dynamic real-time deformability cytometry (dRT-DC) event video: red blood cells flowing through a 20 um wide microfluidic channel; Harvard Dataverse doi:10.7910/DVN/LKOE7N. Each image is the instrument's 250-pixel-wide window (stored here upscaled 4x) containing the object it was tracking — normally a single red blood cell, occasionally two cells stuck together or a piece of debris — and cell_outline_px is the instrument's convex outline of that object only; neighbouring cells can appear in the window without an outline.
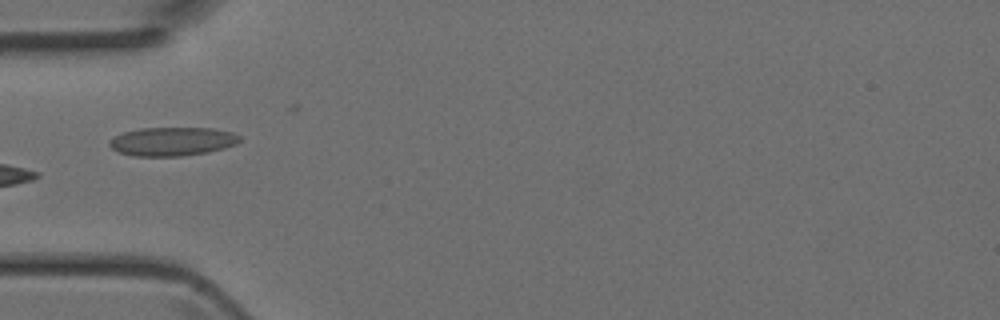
{"species": "Egyptian fruit bat (a non-hibernating species)", "species_latin": "Rousettus aegyptiacus", "temperature_condition": "room temperature", "stored_images_in_passage": 2, "camera_frame_rate_fps": 3000, "um_per_image_px": 0.085, "animal": {"sex": "female"}, "frame": {"image": 1, "passage_image": 2, "time_ms": 0.333, "image_size_px": [1000, 320], "cell_outline_px": [[240, 140], [236, 144], [224, 148], [208, 152], [180, 156], [132, 156], [120, 152], [112, 148], [108, 144], [108, 140], [124, 132], [140, 128], [212, 128], [232, 132], [240, 136]], "centroid_in_image_um": [14.64, 12.02], "position_along_channel_um": 70.4, "area_um2": 21.73}}